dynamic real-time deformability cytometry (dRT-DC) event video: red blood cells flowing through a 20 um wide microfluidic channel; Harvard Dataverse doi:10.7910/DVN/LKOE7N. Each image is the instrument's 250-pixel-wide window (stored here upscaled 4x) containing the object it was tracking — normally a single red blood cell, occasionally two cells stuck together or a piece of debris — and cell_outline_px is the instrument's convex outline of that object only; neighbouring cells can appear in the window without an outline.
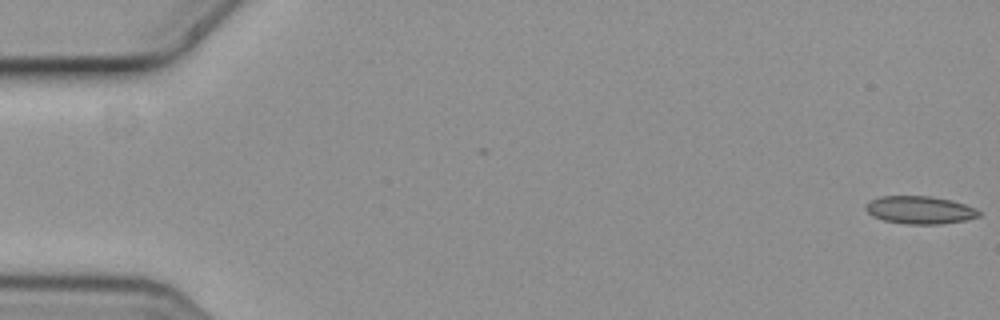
{"species": "common noctule bat (a hibernating species)", "species_latin": "Nyctalus noctula", "temperature_condition": "cold", "stored_images_in_passage": 5, "camera_frame_rate_fps": 3000, "um_per_image_px": 0.085, "animal": {"sex": "female", "body_mass_g": 19.3, "forearm_length_mm": 54.1}, "frame": {"image": 1, "passage_image": 1, "time_ms": 0.0, "image_size_px": [1000, 320], "cell_outline_px": [[980, 216], [964, 220], [940, 224], [904, 224], [884, 220], [872, 216], [864, 208], [872, 200], [880, 196], [932, 196], [952, 200], [976, 208], [980, 212]], "centroid_in_image_um": [78.2, 17.85], "position_along_channel_um": 6.8, "area_um2": 18.26}}
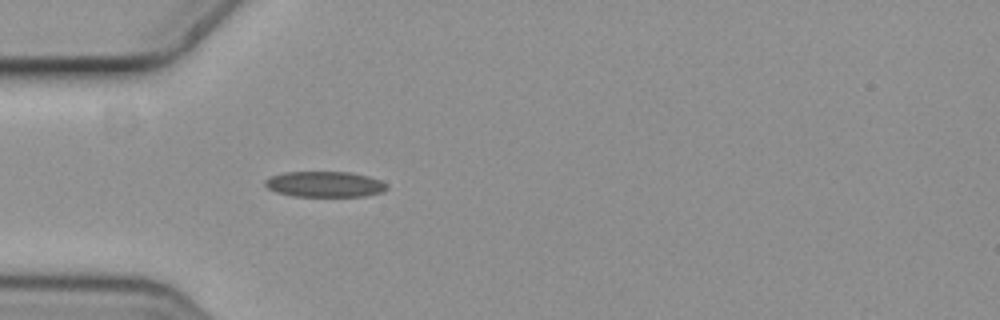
{"frame": {"image": 2, "passage_image": 5, "time_ms": 1.333, "image_size_px": [1000, 320], "cell_outline_px": [[388, 188], [384, 192], [364, 196], [292, 196], [276, 192], [268, 188], [264, 184], [264, 180], [272, 176], [284, 172], [348, 172], [368, 176], [380, 180], [388, 184]], "centroid_in_image_um": [27.62, 15.66], "position_along_channel_um": 57.4, "area_um2": 18.26}}